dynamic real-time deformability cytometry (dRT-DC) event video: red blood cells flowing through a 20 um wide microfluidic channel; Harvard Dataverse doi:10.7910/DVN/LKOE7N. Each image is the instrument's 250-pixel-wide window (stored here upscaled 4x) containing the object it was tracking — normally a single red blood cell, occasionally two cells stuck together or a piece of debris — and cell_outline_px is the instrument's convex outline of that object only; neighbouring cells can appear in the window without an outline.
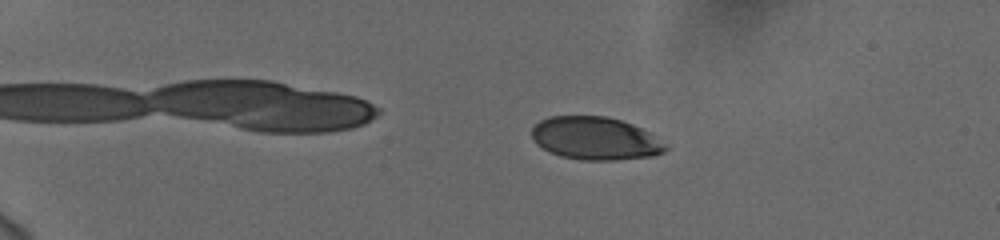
{"species": "human", "species_latin": "Homo sapiens", "temperature_condition": "cold", "stored_images_in_passage": 53, "camera_frame_rate_fps": 3000, "um_per_image_px": 0.085, "donor": {"sex": "female"}, "frame": {"image": 1, "passage_image": 9, "time_ms": 2.667, "image_size_px": [1000, 240], "cell_outline_px": [[668, 148], [664, 152], [652, 156], [612, 160], [580, 160], [560, 156], [536, 144], [532, 136], [532, 128], [540, 120], [552, 116], [604, 116], [620, 120], [632, 124], [648, 132]], "centroid_in_image_um": [50.56, 11.76], "position_along_channel_um": 34.4, "area_um2": 33.0}}
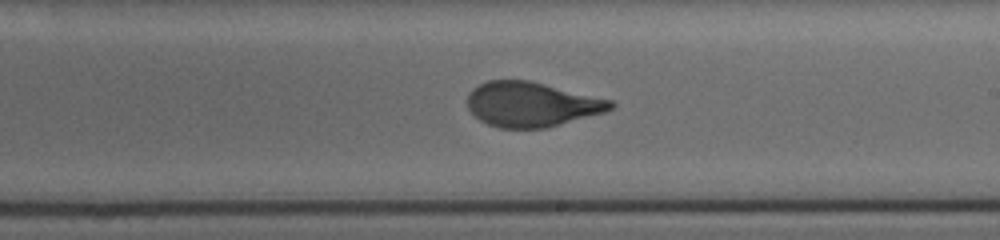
{"frame": {"image": 2, "passage_image": 33, "time_ms": 10.667, "image_size_px": [1000, 240], "cell_outline_px": [[616, 104], [612, 108], [604, 112], [544, 128], [500, 128], [488, 124], [480, 120], [468, 108], [468, 96], [480, 84], [488, 80], [528, 80], [612, 100]], "centroid_in_image_um": [45.19, 8.87], "position_along_channel_um": 243.8, "area_um2": 36.76}}
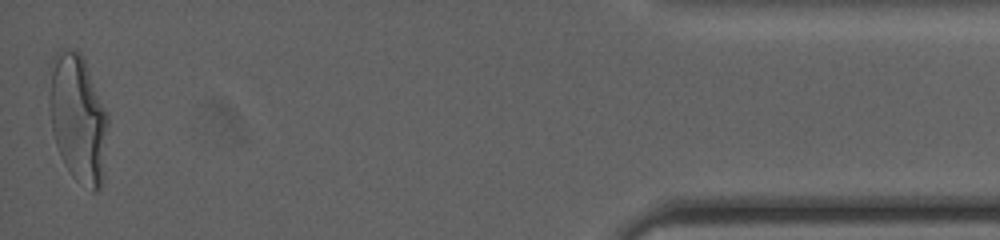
{"frame": {"image": 3, "passage_image": 53, "time_ms": 17.333, "image_size_px": [1000, 240], "cell_outline_px": [[108, 124], [104, 180], [100, 188], [96, 192], [92, 192], [76, 180], [72, 176], [60, 156], [52, 132], [48, 100], [48, 96], [52, 56], [60, 48], [76, 48], [84, 56], [108, 112]], "centroid_in_image_um": [6.65, 10.02], "position_along_channel_um": 428.6, "area_um2": 45.14}, "authors_computed_cell_mechanics": {"area_um2": 37.6278, "velocity_mm_per_s": 3.7515, "shape_relaxation_time_tau1_ms": 3.9327, "shape_relaxation_time_tau2_ms": null, "deformation_change_tau1": 0.1671, "deformation_change_tau2": null}}